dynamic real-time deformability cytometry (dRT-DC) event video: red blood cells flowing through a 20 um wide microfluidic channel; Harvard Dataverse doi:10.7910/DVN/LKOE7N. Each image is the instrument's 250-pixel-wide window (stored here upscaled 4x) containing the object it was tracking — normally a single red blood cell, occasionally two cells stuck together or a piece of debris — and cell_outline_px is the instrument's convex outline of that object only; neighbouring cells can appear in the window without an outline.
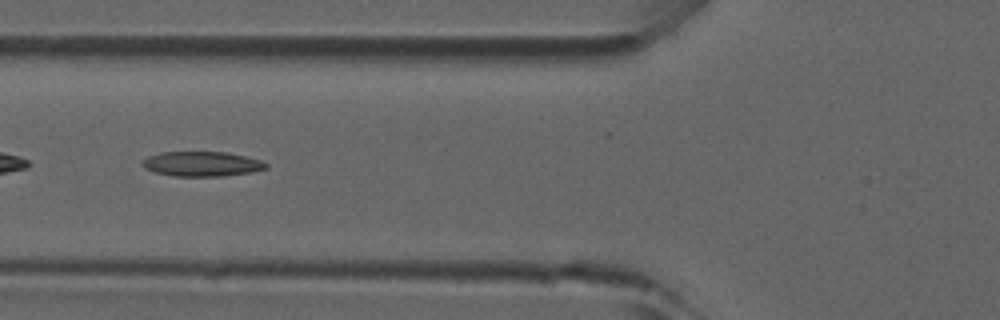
{"species": "common noctule bat (a hibernating species)", "species_latin": "Nyctalus noctula", "temperature_condition": "room temperature", "stored_images_in_passage": 14, "camera_frame_rate_fps": 3000, "um_per_image_px": 0.085, "animal": {"sex": "male", "forearm_length_mm": 52.5}, "frame": {"image": 1, "passage_image": 6, "time_ms": 1.667, "image_size_px": [1000, 320], "cell_outline_px": [[268, 168], [252, 172], [224, 176], [172, 176], [156, 172], [144, 168], [140, 164], [148, 156], [160, 152], [224, 152], [244, 156], [260, 160], [268, 164]], "centroid_in_image_um": [17.15, 13.94], "position_along_channel_um": 108.7, "area_um2": 17.86}}